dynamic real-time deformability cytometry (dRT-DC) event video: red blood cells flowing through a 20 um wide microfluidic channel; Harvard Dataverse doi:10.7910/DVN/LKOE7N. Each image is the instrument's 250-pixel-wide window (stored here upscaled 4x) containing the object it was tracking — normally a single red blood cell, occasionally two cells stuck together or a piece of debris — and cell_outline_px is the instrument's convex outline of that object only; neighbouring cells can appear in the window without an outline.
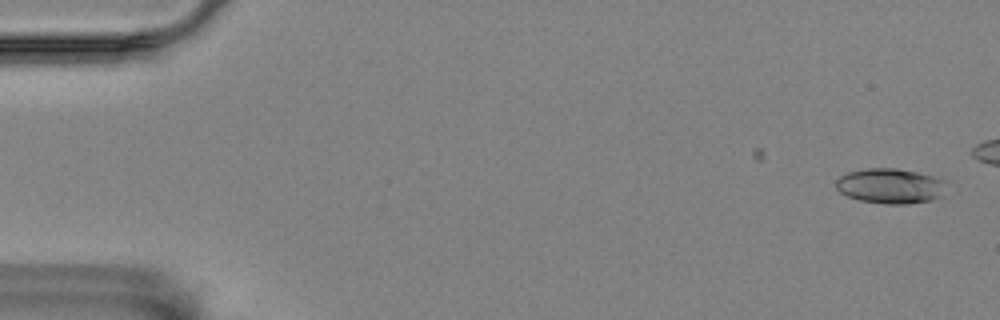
{"species": "Egyptian fruit bat (a non-hibernating species)", "species_latin": "Rousettus aegyptiacus", "temperature_condition": "room temperature", "stored_images_in_passage": 2, "camera_frame_rate_fps": 3000, "um_per_image_px": 0.085, "animal": {"sex": "female"}, "frame": {"image": 1, "passage_image": 2, "time_ms": 0.333, "image_size_px": [1000, 320], "cell_outline_px": [[944, 180], [940, 196], [932, 200], [908, 204], [884, 204], [860, 200], [848, 196], [840, 192], [836, 188], [836, 180], [840, 176], [848, 172], [868, 168], [896, 168], [916, 172], [932, 176]], "centroid_in_image_um": [75.62, 15.81], "position_along_channel_um": 9.4, "area_um2": 22.31}}